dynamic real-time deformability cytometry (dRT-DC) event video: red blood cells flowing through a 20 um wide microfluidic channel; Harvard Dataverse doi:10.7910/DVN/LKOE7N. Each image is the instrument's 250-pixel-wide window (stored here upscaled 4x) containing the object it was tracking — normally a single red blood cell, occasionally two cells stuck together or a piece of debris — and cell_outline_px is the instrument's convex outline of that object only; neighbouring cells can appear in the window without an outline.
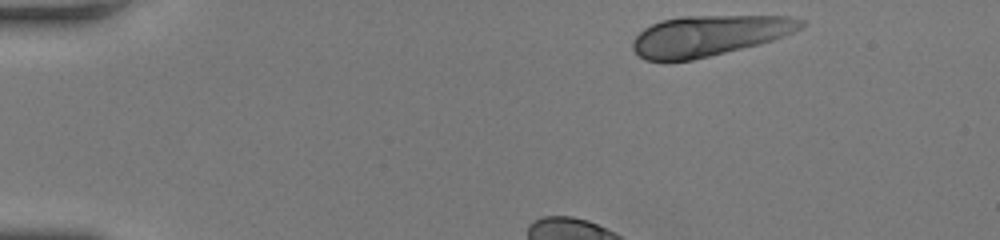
{"species": "human", "species_latin": "Homo sapiens", "temperature_condition": "room temperature", "stored_images_in_passage": 33, "camera_frame_rate_fps": 3000, "um_per_image_px": 0.085, "donor": {"sex": "female"}, "frame": {"image": 1, "passage_image": 1, "time_ms": 0.0, "image_size_px": [1000, 240], "cell_outline_px": [[804, 24], [800, 28], [784, 36], [760, 44], [692, 60], [644, 60], [632, 48], [632, 44], [636, 36], [644, 28], [652, 24], [664, 20], [684, 16], [788, 16], [804, 20]], "centroid_in_image_um": [60.28, 3.02], "position_along_channel_um": 24.7, "area_um2": 39.3}}
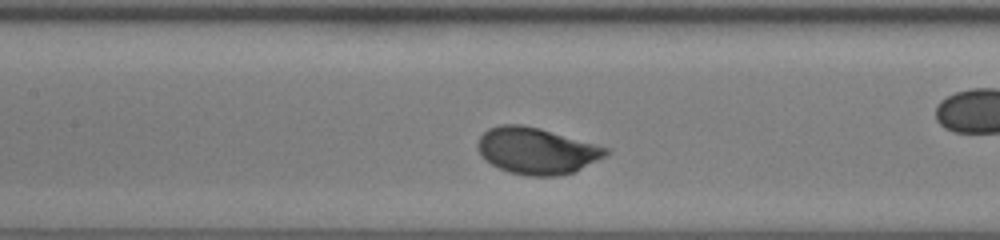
{"frame": {"image": 2, "passage_image": 15, "time_ms": 4.667, "image_size_px": [1000, 240], "cell_outline_px": [[612, 152], [576, 172], [556, 176], [528, 176], [508, 172], [492, 164], [480, 156], [476, 148], [476, 144], [480, 136], [488, 128], [500, 124], [520, 124], [540, 128], [608, 148]], "centroid_in_image_um": [45.59, 12.82], "position_along_channel_um": 161.8, "area_um2": 34.85}}
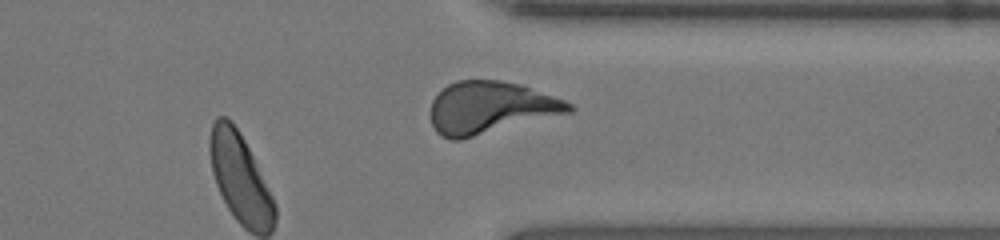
{"frame": {"image": 3, "passage_image": 33, "time_ms": 10.667, "image_size_px": [1000, 240], "cell_outline_px": [[576, 108], [572, 112], [460, 140], [448, 140], [440, 136], [436, 132], [432, 124], [428, 112], [432, 100], [448, 84], [456, 80], [496, 80], [520, 84], [564, 100], [572, 104]], "centroid_in_image_um": [41.65, 9.16], "position_along_channel_um": 369.8, "area_um2": 42.25}, "authors_computed_cell_mechanics": {"area_um2": 33.8708, "velocity_mm_per_s": 4.0784, "shape_relaxation_time_tau1_ms": 1.6516, "shape_relaxation_time_tau2_ms": null, "deformation_change_tau1": 0.1588, "deformation_change_tau2": null}}